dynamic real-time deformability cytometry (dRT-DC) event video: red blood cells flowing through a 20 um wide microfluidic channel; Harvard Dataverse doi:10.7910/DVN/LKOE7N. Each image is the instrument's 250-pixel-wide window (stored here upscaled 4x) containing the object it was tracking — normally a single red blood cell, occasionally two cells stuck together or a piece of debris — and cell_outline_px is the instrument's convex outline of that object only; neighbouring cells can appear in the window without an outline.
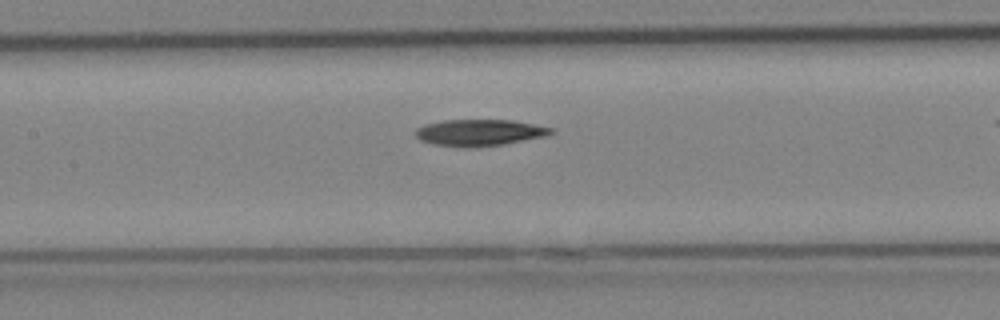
{"species": "Egyptian fruit bat (a non-hibernating species)", "species_latin": "Rousettus aegyptiacus", "temperature_condition": "cold", "stored_images_in_passage": 21, "camera_frame_rate_fps": 3000, "um_per_image_px": 0.085, "animal": {"sex": "female"}, "frame": {"image": 1, "passage_image": 10, "time_ms": 3.0, "image_size_px": [1000, 320], "cell_outline_px": [[556, 132], [548, 136], [504, 144], [436, 144], [420, 140], [416, 136], [416, 128], [424, 124], [440, 120], [512, 120], [552, 128]], "centroid_in_image_um": [40.81, 11.21], "position_along_channel_um": 166.6, "area_um2": 20.0}}
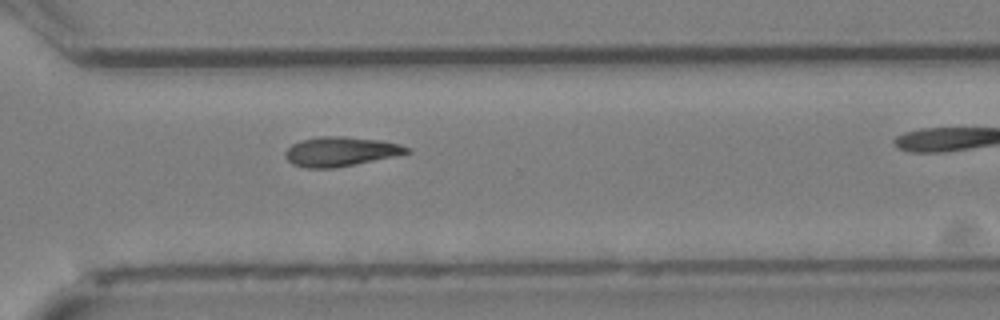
{"frame": {"image": 2, "passage_image": 18, "time_ms": 5.667, "image_size_px": [1000, 320], "cell_outline_px": [[412, 152], [332, 168], [304, 168], [292, 164], [284, 156], [284, 152], [292, 144], [300, 140], [320, 136], [344, 136], [380, 140], [400, 144], [412, 148]], "centroid_in_image_um": [28.92, 12.86], "position_along_channel_um": 341.7, "area_um2": 20.75}}